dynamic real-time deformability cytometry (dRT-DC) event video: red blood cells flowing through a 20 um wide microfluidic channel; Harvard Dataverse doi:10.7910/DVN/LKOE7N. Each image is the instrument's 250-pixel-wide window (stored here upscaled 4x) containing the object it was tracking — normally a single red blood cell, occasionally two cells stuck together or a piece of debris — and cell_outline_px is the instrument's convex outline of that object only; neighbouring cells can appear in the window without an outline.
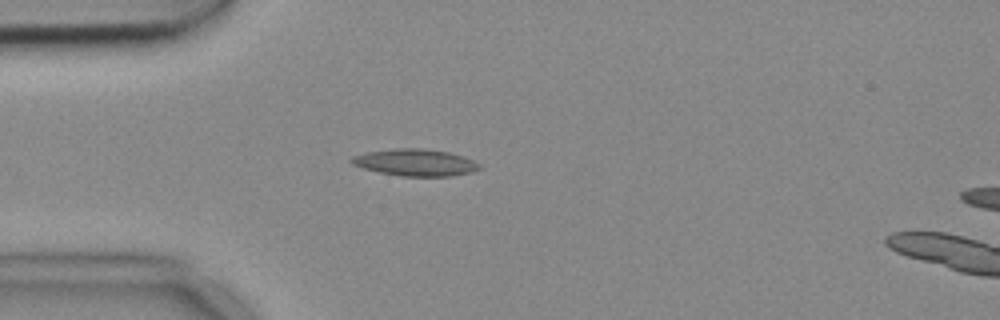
{"species": "common noctule bat (a hibernating species)", "species_latin": "Nyctalus noctula", "temperature_condition": "cold", "stored_images_in_passage": 2, "camera_frame_rate_fps": 3000, "um_per_image_px": 0.085, "animal": {"sex": "female", "body_mass_g": 18.4}, "frame": {"image": 1, "passage_image": 2, "time_ms": 0.333, "image_size_px": [1000, 320], "cell_outline_px": [[480, 168], [472, 172], [448, 176], [400, 176], [380, 172], [364, 168], [352, 164], [348, 160], [352, 156], [368, 152], [396, 148], [420, 148], [448, 152], [464, 156], [480, 164]], "centroid_in_image_um": [35.29, 13.81], "position_along_channel_um": 49.7, "area_um2": 19.88}}